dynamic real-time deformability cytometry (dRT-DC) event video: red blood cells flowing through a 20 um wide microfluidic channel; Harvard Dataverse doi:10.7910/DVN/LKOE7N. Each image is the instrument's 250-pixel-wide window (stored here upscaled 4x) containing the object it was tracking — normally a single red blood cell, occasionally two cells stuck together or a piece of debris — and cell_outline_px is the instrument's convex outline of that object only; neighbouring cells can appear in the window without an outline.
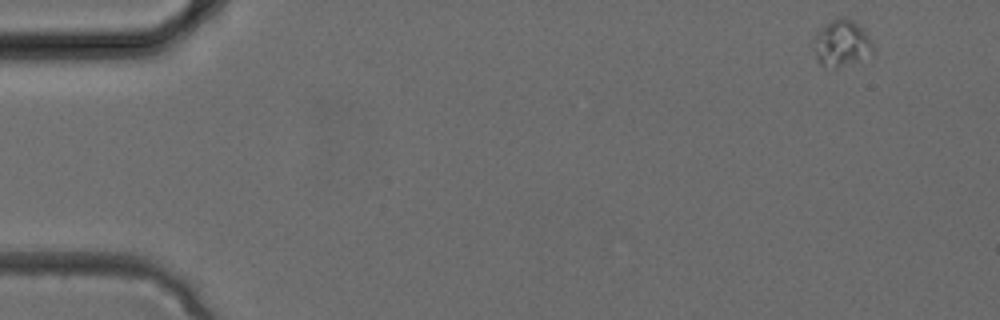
{"species": "common noctule bat (a hibernating species)", "species_latin": "Nyctalus noctula", "temperature_condition": "cold", "stored_images_in_passage": 33, "camera_frame_rate_fps": 3000, "um_per_image_px": 0.085, "animal": {"sex": "female", "body_mass_g": 24.6, "forearm_length_mm": 56.2}, "frame": {"image": 1, "passage_image": 1, "time_ms": 0.0, "image_size_px": [1000, 320], "cell_outline_px": [[872, 52], [856, 60], [836, 68], [820, 64], [816, 60], [812, 48], [812, 40], [816, 32], [824, 24], [840, 16], [848, 16], [860, 24], [868, 36], [872, 44]], "centroid_in_image_um": [71.46, 3.61], "position_along_channel_um": 13.5, "area_um2": 16.18}}
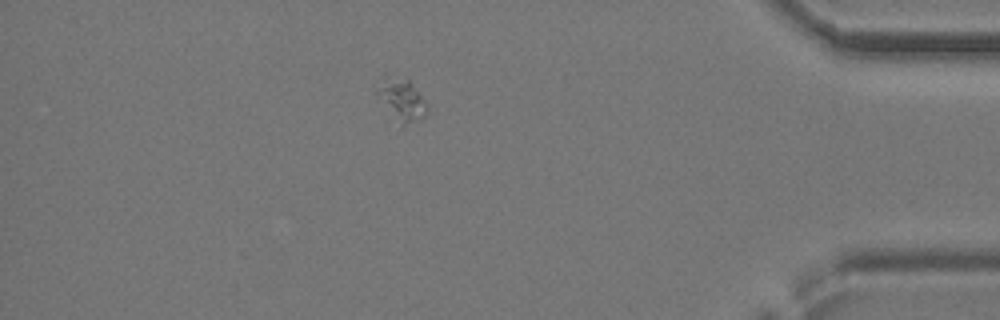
{"frame": {"image": 2, "passage_image": 29, "time_ms": 9.333, "image_size_px": [1000, 320], "cell_outline_px": [[428, 112], [420, 120], [400, 128], [376, 96], [372, 84], [384, 76], [388, 76], [408, 80], [428, 104]], "centroid_in_image_um": [34.06, 8.51], "position_along_channel_um": 401.1, "area_um2": 12.95}}